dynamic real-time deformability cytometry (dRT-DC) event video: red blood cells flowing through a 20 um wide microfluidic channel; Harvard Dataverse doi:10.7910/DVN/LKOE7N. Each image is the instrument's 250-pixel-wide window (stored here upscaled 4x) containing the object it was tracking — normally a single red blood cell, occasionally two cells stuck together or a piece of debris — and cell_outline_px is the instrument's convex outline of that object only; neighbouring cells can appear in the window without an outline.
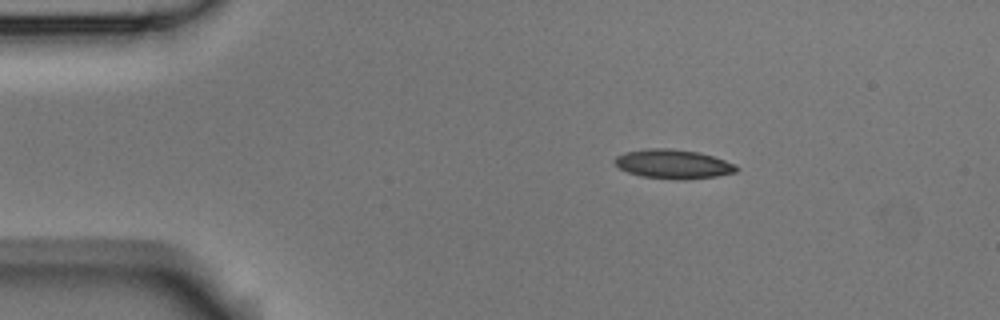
{"species": "Egyptian fruit bat (a non-hibernating species)", "species_latin": "Rousettus aegyptiacus", "temperature_condition": "room temperature", "stored_images_in_passage": 5, "camera_frame_rate_fps": 3000, "um_per_image_px": 0.085, "animal": {"sex": "male"}, "frame": {"image": 1, "passage_image": 2, "time_ms": 0.333, "image_size_px": [1000, 320], "cell_outline_px": [[740, 168], [736, 172], [716, 176], [680, 180], [640, 176], [628, 172], [620, 168], [612, 160], [616, 156], [624, 152], [644, 148], [672, 148], [700, 152], [736, 164]], "centroid_in_image_um": [57.21, 13.93], "position_along_channel_um": 27.8, "area_um2": 20.87}}
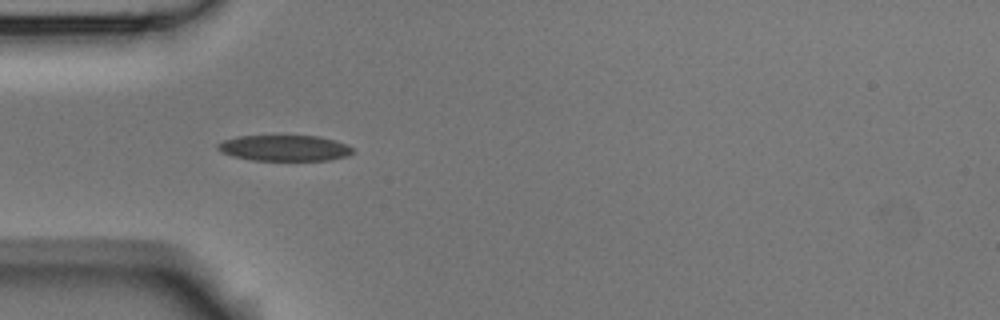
{"frame": {"image": 2, "passage_image": 4, "time_ms": 1.0, "image_size_px": [1000, 320], "cell_outline_px": [[352, 152], [348, 156], [328, 160], [252, 160], [232, 156], [220, 152], [216, 148], [216, 144], [224, 140], [236, 136], [276, 132], [320, 136], [348, 144], [352, 148]], "centroid_in_image_um": [24.12, 12.52], "position_along_channel_um": 60.9, "area_um2": 21.62}}
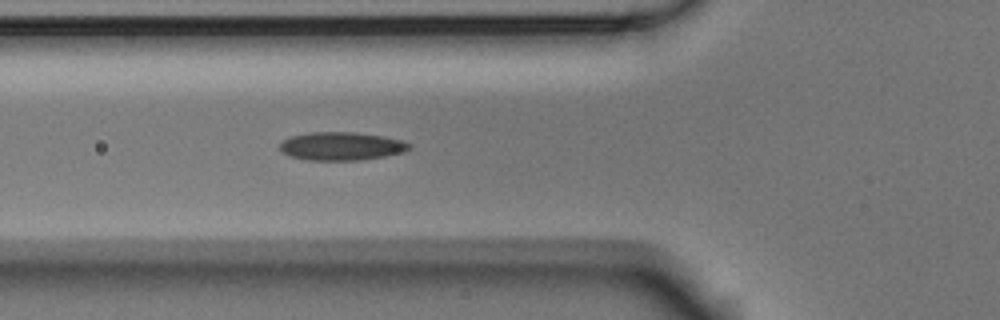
{"frame": {"image": 3, "passage_image": 5, "time_ms": 1.333, "image_size_px": [1000, 320], "cell_outline_px": [[412, 148], [404, 152], [384, 156], [360, 160], [308, 160], [288, 156], [280, 152], [280, 144], [284, 140], [292, 136], [312, 132], [356, 132], [380, 136], [400, 140], [412, 144]], "centroid_in_image_um": [29.01, 12.43], "position_along_channel_um": 96.8, "area_um2": 21.27}}